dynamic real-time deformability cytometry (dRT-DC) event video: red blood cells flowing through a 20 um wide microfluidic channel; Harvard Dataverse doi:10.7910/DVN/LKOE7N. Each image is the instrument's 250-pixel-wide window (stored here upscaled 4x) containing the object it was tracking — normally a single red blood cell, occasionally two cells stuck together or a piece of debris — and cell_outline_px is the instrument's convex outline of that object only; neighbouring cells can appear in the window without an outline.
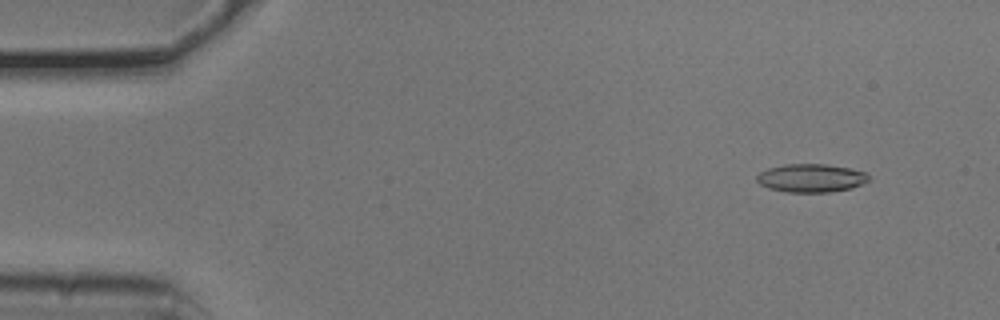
{"species": "common noctule bat (a hibernating species)", "species_latin": "Nyctalus noctula", "temperature_condition": "cold", "stored_images_in_passage": 5, "camera_frame_rate_fps": 3000, "um_per_image_px": 0.085, "animal": {"sex": "male", "body_mass_g": 20.5, "forearm_length_mm": 52.5}, "frame": {"image": 1, "passage_image": 2, "time_ms": 0.333, "image_size_px": [1000, 320], "cell_outline_px": [[868, 180], [852, 188], [828, 192], [788, 192], [768, 188], [760, 184], [756, 180], [756, 176], [760, 172], [768, 168], [784, 164], [824, 164], [848, 168], [868, 172]], "centroid_in_image_um": [68.92, 15.13], "position_along_channel_um": 16.1, "area_um2": 18.38}}
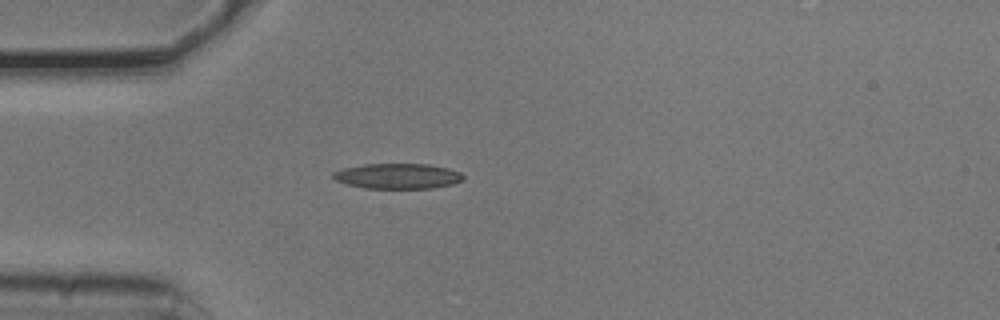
{"frame": {"image": 2, "passage_image": 5, "time_ms": 1.333, "image_size_px": [1000, 320], "cell_outline_px": [[464, 180], [452, 184], [432, 188], [364, 188], [348, 184], [336, 180], [332, 176], [332, 172], [344, 168], [364, 164], [428, 164], [448, 168], [460, 172], [464, 176]], "centroid_in_image_um": [33.82, 14.96], "position_along_channel_um": 51.2, "area_um2": 19.13}}